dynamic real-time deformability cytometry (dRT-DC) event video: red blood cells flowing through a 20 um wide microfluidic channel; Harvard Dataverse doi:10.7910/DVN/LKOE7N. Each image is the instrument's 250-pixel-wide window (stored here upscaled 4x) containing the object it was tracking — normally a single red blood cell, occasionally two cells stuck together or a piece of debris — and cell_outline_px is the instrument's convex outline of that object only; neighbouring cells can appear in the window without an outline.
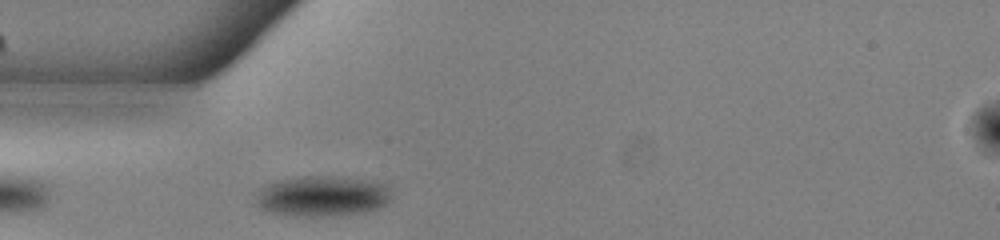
{"species": "common noctule bat (a hibernating species)", "species_latin": "Nyctalus noctula", "temperature_condition": "warm", "stored_images_in_passage": 30, "camera_frame_rate_fps": 3000, "um_per_image_px": 0.085, "animal": {"sex": "male", "body_mass_g": 13.0, "forearm_length_mm": 53.1}, "frame": {"image": 1, "passage_image": 1, "time_ms": 0.0, "image_size_px": [1000, 240], "cell_outline_px": [[388, 200], [380, 208], [364, 212], [320, 216], [292, 216], [264, 212], [256, 204], [252, 192], [264, 184], [280, 180], [304, 176], [332, 176], [372, 180], [388, 184]], "centroid_in_image_um": [27.27, 16.66], "position_along_channel_um": 57.7, "area_um2": 32.54}}
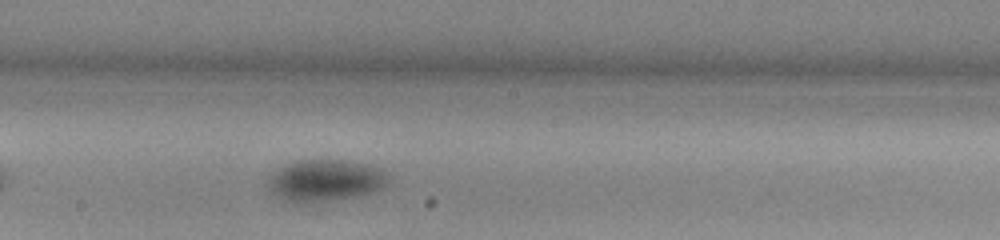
{"frame": {"image": 2, "passage_image": 14, "time_ms": 4.333, "image_size_px": [1000, 240], "cell_outline_px": [[388, 180], [380, 188], [372, 192], [360, 196], [328, 200], [288, 200], [280, 196], [272, 188], [268, 180], [280, 168], [288, 164], [300, 160], [340, 160], [368, 164], [380, 168], [388, 176]], "centroid_in_image_um": [27.75, 15.3], "position_along_channel_um": 220.4, "area_um2": 27.8}}
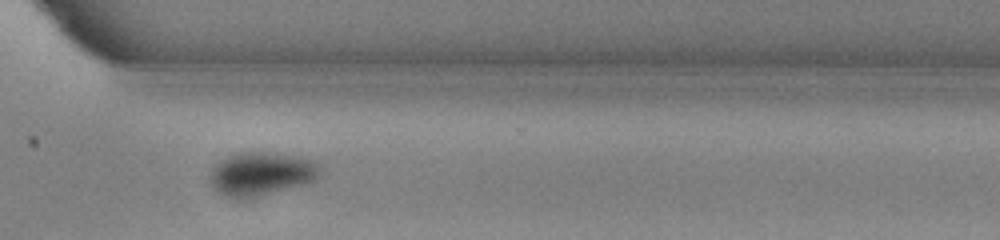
{"frame": {"image": 3, "passage_image": 24, "time_ms": 7.667, "image_size_px": [1000, 240], "cell_outline_px": [[320, 176], [316, 180], [304, 184], [256, 196], [228, 196], [220, 192], [212, 184], [212, 172], [216, 164], [220, 160], [228, 156], [240, 152], [268, 152], [292, 156], [312, 160], [320, 164]], "centroid_in_image_um": [22.27, 14.73], "position_along_channel_um": 348.3, "area_um2": 26.88}, "authors_computed_cell_mechanics": {"area_um2": 29.7381, "velocity_mm_per_s": 3.8324, "shape_relaxation_time_tau1_ms": 1.641, "shape_relaxation_time_tau2_ms": null, "deformation_change_tau1": 0.0697, "deformation_change_tau2": null}}